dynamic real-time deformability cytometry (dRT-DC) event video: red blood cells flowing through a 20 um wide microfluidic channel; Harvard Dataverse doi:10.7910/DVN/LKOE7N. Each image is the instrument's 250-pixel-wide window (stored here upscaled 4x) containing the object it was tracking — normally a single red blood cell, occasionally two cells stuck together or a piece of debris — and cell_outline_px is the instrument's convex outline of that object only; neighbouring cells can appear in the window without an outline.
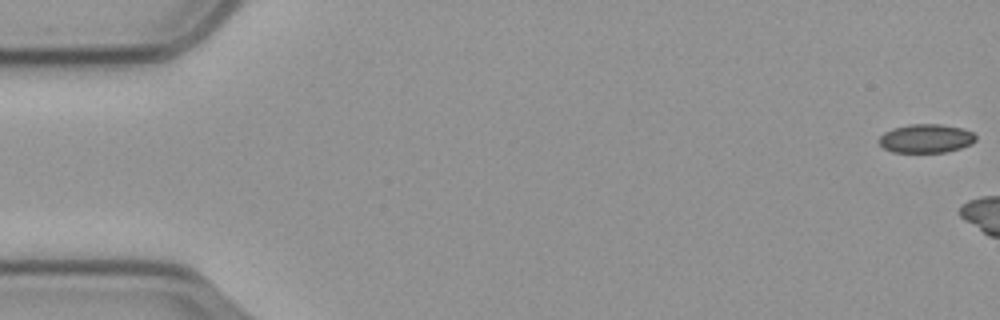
{"species": "common noctule bat (a hibernating species)", "species_latin": "Nyctalus noctula", "temperature_condition": "cold", "stored_images_in_passage": 6, "camera_frame_rate_fps": 3000, "um_per_image_px": 0.085, "animal": {"sex": "male", "body_mass_g": 23.1, "forearm_length_mm": 52.7}, "frame": {"image": 1, "passage_image": 1, "time_ms": 0.0, "image_size_px": [1000, 320], "cell_outline_px": [[976, 140], [972, 144], [948, 152], [892, 152], [884, 148], [876, 140], [884, 132], [892, 128], [908, 124], [940, 124], [960, 128], [972, 132], [976, 136]], "centroid_in_image_um": [78.68, 11.77], "position_along_channel_um": 6.3, "area_um2": 16.3}}